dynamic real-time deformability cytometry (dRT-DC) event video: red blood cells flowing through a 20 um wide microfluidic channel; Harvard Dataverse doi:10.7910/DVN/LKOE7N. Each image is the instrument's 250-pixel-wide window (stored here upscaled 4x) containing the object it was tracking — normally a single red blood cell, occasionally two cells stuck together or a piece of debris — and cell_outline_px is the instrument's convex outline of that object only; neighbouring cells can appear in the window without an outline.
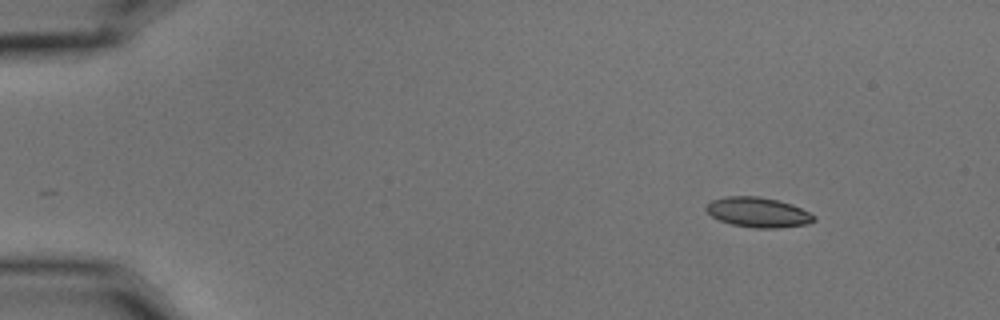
{"species": "common noctule bat (a hibernating species)", "species_latin": "Nyctalus noctula", "temperature_condition": "cold", "stored_images_in_passage": 4, "camera_frame_rate_fps": 3000, "um_per_image_px": 0.085, "animal": {"sex": "male", "body_mass_g": 15.6}, "frame": {"image": 1, "passage_image": 1, "time_ms": 0.0, "image_size_px": [1000, 320], "cell_outline_px": [[816, 220], [808, 224], [780, 228], [756, 228], [732, 224], [720, 220], [712, 216], [704, 208], [712, 200], [724, 196], [756, 196], [776, 200], [792, 204], [816, 216]], "centroid_in_image_um": [64.45, 18.05], "position_along_channel_um": 20.6, "area_um2": 18.73}}
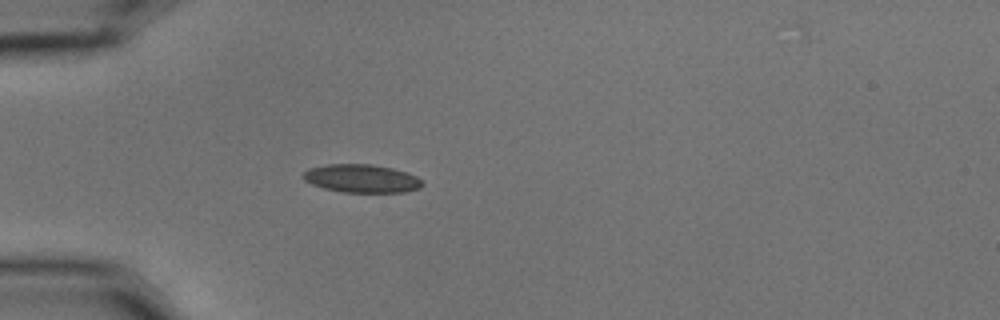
{"frame": {"image": 2, "passage_image": 4, "time_ms": 1.0, "image_size_px": [1000, 320], "cell_outline_px": [[424, 184], [420, 188], [404, 192], [344, 192], [324, 188], [312, 184], [304, 180], [304, 172], [308, 168], [328, 164], [372, 164], [392, 168], [408, 172], [416, 176]], "centroid_in_image_um": [30.75, 15.16], "position_along_channel_um": 54.2, "area_um2": 19.54}}